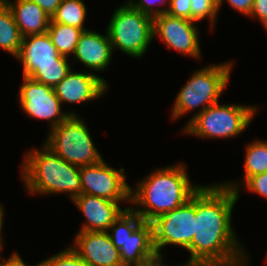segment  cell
I'll use <instances>...</instances> for the list:
<instances>
[{
	"label": "cell",
	"mask_w": 267,
	"mask_h": 266,
	"mask_svg": "<svg viewBox=\"0 0 267 266\" xmlns=\"http://www.w3.org/2000/svg\"><path fill=\"white\" fill-rule=\"evenodd\" d=\"M240 183L202 185L196 191L194 237L187 249L189 266H248L249 254L235 236L231 223Z\"/></svg>",
	"instance_id": "cell-1"
},
{
	"label": "cell",
	"mask_w": 267,
	"mask_h": 266,
	"mask_svg": "<svg viewBox=\"0 0 267 266\" xmlns=\"http://www.w3.org/2000/svg\"><path fill=\"white\" fill-rule=\"evenodd\" d=\"M182 163L156 169L139 181L135 191L131 188V204L144 207L134 209L144 221L151 222L157 216L185 204L201 187L193 185ZM138 209V210H137Z\"/></svg>",
	"instance_id": "cell-2"
},
{
	"label": "cell",
	"mask_w": 267,
	"mask_h": 266,
	"mask_svg": "<svg viewBox=\"0 0 267 266\" xmlns=\"http://www.w3.org/2000/svg\"><path fill=\"white\" fill-rule=\"evenodd\" d=\"M31 149L24 156L21 178L29 194L69 193L73 200L82 194L80 167L70 164L47 146Z\"/></svg>",
	"instance_id": "cell-3"
},
{
	"label": "cell",
	"mask_w": 267,
	"mask_h": 266,
	"mask_svg": "<svg viewBox=\"0 0 267 266\" xmlns=\"http://www.w3.org/2000/svg\"><path fill=\"white\" fill-rule=\"evenodd\" d=\"M232 61L197 69L178 92L172 108V119H179L196 108L200 110L189 119L187 124L207 107L218 103L224 92L232 71Z\"/></svg>",
	"instance_id": "cell-4"
},
{
	"label": "cell",
	"mask_w": 267,
	"mask_h": 266,
	"mask_svg": "<svg viewBox=\"0 0 267 266\" xmlns=\"http://www.w3.org/2000/svg\"><path fill=\"white\" fill-rule=\"evenodd\" d=\"M257 111L255 106L218 102L197 114L182 131L199 138H233L248 128Z\"/></svg>",
	"instance_id": "cell-5"
},
{
	"label": "cell",
	"mask_w": 267,
	"mask_h": 266,
	"mask_svg": "<svg viewBox=\"0 0 267 266\" xmlns=\"http://www.w3.org/2000/svg\"><path fill=\"white\" fill-rule=\"evenodd\" d=\"M107 34L114 49L140 58L145 55L153 39V17L134 9L129 4L120 5L110 18Z\"/></svg>",
	"instance_id": "cell-6"
},
{
	"label": "cell",
	"mask_w": 267,
	"mask_h": 266,
	"mask_svg": "<svg viewBox=\"0 0 267 266\" xmlns=\"http://www.w3.org/2000/svg\"><path fill=\"white\" fill-rule=\"evenodd\" d=\"M84 122L78 115H70L50 130L43 144L70 164L81 167L99 163L103 158Z\"/></svg>",
	"instance_id": "cell-7"
},
{
	"label": "cell",
	"mask_w": 267,
	"mask_h": 266,
	"mask_svg": "<svg viewBox=\"0 0 267 266\" xmlns=\"http://www.w3.org/2000/svg\"><path fill=\"white\" fill-rule=\"evenodd\" d=\"M196 216V192L182 206L157 216L151 221L153 242L157 255L166 245H177L187 250L194 237Z\"/></svg>",
	"instance_id": "cell-8"
},
{
	"label": "cell",
	"mask_w": 267,
	"mask_h": 266,
	"mask_svg": "<svg viewBox=\"0 0 267 266\" xmlns=\"http://www.w3.org/2000/svg\"><path fill=\"white\" fill-rule=\"evenodd\" d=\"M124 168H112L102 159L99 163L80 167L82 193L117 202H131V186Z\"/></svg>",
	"instance_id": "cell-9"
},
{
	"label": "cell",
	"mask_w": 267,
	"mask_h": 266,
	"mask_svg": "<svg viewBox=\"0 0 267 266\" xmlns=\"http://www.w3.org/2000/svg\"><path fill=\"white\" fill-rule=\"evenodd\" d=\"M19 104L29 117L50 121V130L66 120L70 115H77L69 110L62 112L61 102L54 88L23 76L19 89Z\"/></svg>",
	"instance_id": "cell-10"
},
{
	"label": "cell",
	"mask_w": 267,
	"mask_h": 266,
	"mask_svg": "<svg viewBox=\"0 0 267 266\" xmlns=\"http://www.w3.org/2000/svg\"><path fill=\"white\" fill-rule=\"evenodd\" d=\"M195 22L163 13L153 17V38L157 35L169 49L200 59L199 31Z\"/></svg>",
	"instance_id": "cell-11"
},
{
	"label": "cell",
	"mask_w": 267,
	"mask_h": 266,
	"mask_svg": "<svg viewBox=\"0 0 267 266\" xmlns=\"http://www.w3.org/2000/svg\"><path fill=\"white\" fill-rule=\"evenodd\" d=\"M72 249L89 266H123L119 250L114 246L108 231H83L75 236Z\"/></svg>",
	"instance_id": "cell-12"
},
{
	"label": "cell",
	"mask_w": 267,
	"mask_h": 266,
	"mask_svg": "<svg viewBox=\"0 0 267 266\" xmlns=\"http://www.w3.org/2000/svg\"><path fill=\"white\" fill-rule=\"evenodd\" d=\"M107 81L90 72L71 71L58 83L54 90L63 103H83L102 97L108 88Z\"/></svg>",
	"instance_id": "cell-13"
},
{
	"label": "cell",
	"mask_w": 267,
	"mask_h": 266,
	"mask_svg": "<svg viewBox=\"0 0 267 266\" xmlns=\"http://www.w3.org/2000/svg\"><path fill=\"white\" fill-rule=\"evenodd\" d=\"M74 204L86 218L79 232L96 231L104 232L113 225V222L124 212L118 205L119 202L111 201L95 195H78L73 200Z\"/></svg>",
	"instance_id": "cell-14"
},
{
	"label": "cell",
	"mask_w": 267,
	"mask_h": 266,
	"mask_svg": "<svg viewBox=\"0 0 267 266\" xmlns=\"http://www.w3.org/2000/svg\"><path fill=\"white\" fill-rule=\"evenodd\" d=\"M16 59L23 65L24 77H29L41 65L68 64V57L59 54L47 33L23 37Z\"/></svg>",
	"instance_id": "cell-15"
},
{
	"label": "cell",
	"mask_w": 267,
	"mask_h": 266,
	"mask_svg": "<svg viewBox=\"0 0 267 266\" xmlns=\"http://www.w3.org/2000/svg\"><path fill=\"white\" fill-rule=\"evenodd\" d=\"M112 52L107 33L103 35L88 29L81 33L73 57L91 70L103 71L111 63Z\"/></svg>",
	"instance_id": "cell-16"
},
{
	"label": "cell",
	"mask_w": 267,
	"mask_h": 266,
	"mask_svg": "<svg viewBox=\"0 0 267 266\" xmlns=\"http://www.w3.org/2000/svg\"><path fill=\"white\" fill-rule=\"evenodd\" d=\"M123 266H140L143 262L157 255L153 242L151 222L144 221L119 250Z\"/></svg>",
	"instance_id": "cell-17"
},
{
	"label": "cell",
	"mask_w": 267,
	"mask_h": 266,
	"mask_svg": "<svg viewBox=\"0 0 267 266\" xmlns=\"http://www.w3.org/2000/svg\"><path fill=\"white\" fill-rule=\"evenodd\" d=\"M23 37L47 33L51 17L31 0H4Z\"/></svg>",
	"instance_id": "cell-18"
},
{
	"label": "cell",
	"mask_w": 267,
	"mask_h": 266,
	"mask_svg": "<svg viewBox=\"0 0 267 266\" xmlns=\"http://www.w3.org/2000/svg\"><path fill=\"white\" fill-rule=\"evenodd\" d=\"M22 40L23 36L10 8L4 1L0 2V47L16 57Z\"/></svg>",
	"instance_id": "cell-19"
},
{
	"label": "cell",
	"mask_w": 267,
	"mask_h": 266,
	"mask_svg": "<svg viewBox=\"0 0 267 266\" xmlns=\"http://www.w3.org/2000/svg\"><path fill=\"white\" fill-rule=\"evenodd\" d=\"M82 32V29L61 23H50L47 30L54 47L60 55L65 57L74 54Z\"/></svg>",
	"instance_id": "cell-20"
},
{
	"label": "cell",
	"mask_w": 267,
	"mask_h": 266,
	"mask_svg": "<svg viewBox=\"0 0 267 266\" xmlns=\"http://www.w3.org/2000/svg\"><path fill=\"white\" fill-rule=\"evenodd\" d=\"M86 11V5L82 0H61L50 23H61L83 31L88 30L84 25L87 16Z\"/></svg>",
	"instance_id": "cell-21"
},
{
	"label": "cell",
	"mask_w": 267,
	"mask_h": 266,
	"mask_svg": "<svg viewBox=\"0 0 267 266\" xmlns=\"http://www.w3.org/2000/svg\"><path fill=\"white\" fill-rule=\"evenodd\" d=\"M143 222L144 220L130 206L126 207L108 229L112 232L108 231V234L114 246L120 250L128 235H131Z\"/></svg>",
	"instance_id": "cell-22"
},
{
	"label": "cell",
	"mask_w": 267,
	"mask_h": 266,
	"mask_svg": "<svg viewBox=\"0 0 267 266\" xmlns=\"http://www.w3.org/2000/svg\"><path fill=\"white\" fill-rule=\"evenodd\" d=\"M245 152L243 183L253 175L267 172V141L250 142Z\"/></svg>",
	"instance_id": "cell-23"
},
{
	"label": "cell",
	"mask_w": 267,
	"mask_h": 266,
	"mask_svg": "<svg viewBox=\"0 0 267 266\" xmlns=\"http://www.w3.org/2000/svg\"><path fill=\"white\" fill-rule=\"evenodd\" d=\"M70 64L41 65L29 78L55 88L71 71Z\"/></svg>",
	"instance_id": "cell-24"
},
{
	"label": "cell",
	"mask_w": 267,
	"mask_h": 266,
	"mask_svg": "<svg viewBox=\"0 0 267 266\" xmlns=\"http://www.w3.org/2000/svg\"><path fill=\"white\" fill-rule=\"evenodd\" d=\"M190 6L191 21L197 22L208 17L212 30L219 12L218 4L213 0H191Z\"/></svg>",
	"instance_id": "cell-25"
},
{
	"label": "cell",
	"mask_w": 267,
	"mask_h": 266,
	"mask_svg": "<svg viewBox=\"0 0 267 266\" xmlns=\"http://www.w3.org/2000/svg\"><path fill=\"white\" fill-rule=\"evenodd\" d=\"M40 266H89L73 249L68 247L39 263Z\"/></svg>",
	"instance_id": "cell-26"
},
{
	"label": "cell",
	"mask_w": 267,
	"mask_h": 266,
	"mask_svg": "<svg viewBox=\"0 0 267 266\" xmlns=\"http://www.w3.org/2000/svg\"><path fill=\"white\" fill-rule=\"evenodd\" d=\"M131 0V2L129 3V5L131 7H133L134 9L140 10L142 13L148 14L152 17H155L157 15L166 13L168 11L169 8V1L170 0H139V1H135ZM168 1V2H167ZM166 4L167 6H164V8H155L154 5H162V4Z\"/></svg>",
	"instance_id": "cell-27"
},
{
	"label": "cell",
	"mask_w": 267,
	"mask_h": 266,
	"mask_svg": "<svg viewBox=\"0 0 267 266\" xmlns=\"http://www.w3.org/2000/svg\"><path fill=\"white\" fill-rule=\"evenodd\" d=\"M246 188L254 193L259 194L262 197L267 198V172L253 175L249 177L244 183Z\"/></svg>",
	"instance_id": "cell-28"
},
{
	"label": "cell",
	"mask_w": 267,
	"mask_h": 266,
	"mask_svg": "<svg viewBox=\"0 0 267 266\" xmlns=\"http://www.w3.org/2000/svg\"><path fill=\"white\" fill-rule=\"evenodd\" d=\"M191 0H170L166 13L174 17L191 20Z\"/></svg>",
	"instance_id": "cell-29"
},
{
	"label": "cell",
	"mask_w": 267,
	"mask_h": 266,
	"mask_svg": "<svg viewBox=\"0 0 267 266\" xmlns=\"http://www.w3.org/2000/svg\"><path fill=\"white\" fill-rule=\"evenodd\" d=\"M249 17L259 18L258 20L267 30V0H254Z\"/></svg>",
	"instance_id": "cell-30"
},
{
	"label": "cell",
	"mask_w": 267,
	"mask_h": 266,
	"mask_svg": "<svg viewBox=\"0 0 267 266\" xmlns=\"http://www.w3.org/2000/svg\"><path fill=\"white\" fill-rule=\"evenodd\" d=\"M223 2L224 0L218 5V9H220ZM227 2L236 11L249 17L253 8L254 0H227Z\"/></svg>",
	"instance_id": "cell-31"
},
{
	"label": "cell",
	"mask_w": 267,
	"mask_h": 266,
	"mask_svg": "<svg viewBox=\"0 0 267 266\" xmlns=\"http://www.w3.org/2000/svg\"><path fill=\"white\" fill-rule=\"evenodd\" d=\"M35 2L38 6H40L47 14L48 16L52 17L58 6L61 3V0H31Z\"/></svg>",
	"instance_id": "cell-32"
},
{
	"label": "cell",
	"mask_w": 267,
	"mask_h": 266,
	"mask_svg": "<svg viewBox=\"0 0 267 266\" xmlns=\"http://www.w3.org/2000/svg\"><path fill=\"white\" fill-rule=\"evenodd\" d=\"M0 259L3 260L1 261L0 266H27L20 255L16 252H14L9 258L5 260V258L1 257ZM35 266H40L39 263L35 264Z\"/></svg>",
	"instance_id": "cell-33"
},
{
	"label": "cell",
	"mask_w": 267,
	"mask_h": 266,
	"mask_svg": "<svg viewBox=\"0 0 267 266\" xmlns=\"http://www.w3.org/2000/svg\"><path fill=\"white\" fill-rule=\"evenodd\" d=\"M163 255H156L155 257L143 262L140 266H166L163 264ZM183 266H189L187 263H185Z\"/></svg>",
	"instance_id": "cell-34"
},
{
	"label": "cell",
	"mask_w": 267,
	"mask_h": 266,
	"mask_svg": "<svg viewBox=\"0 0 267 266\" xmlns=\"http://www.w3.org/2000/svg\"><path fill=\"white\" fill-rule=\"evenodd\" d=\"M3 206L0 204V247L3 248V240H2V228H3V222H4V210Z\"/></svg>",
	"instance_id": "cell-35"
},
{
	"label": "cell",
	"mask_w": 267,
	"mask_h": 266,
	"mask_svg": "<svg viewBox=\"0 0 267 266\" xmlns=\"http://www.w3.org/2000/svg\"><path fill=\"white\" fill-rule=\"evenodd\" d=\"M213 1L219 5L223 0H213Z\"/></svg>",
	"instance_id": "cell-36"
}]
</instances>
